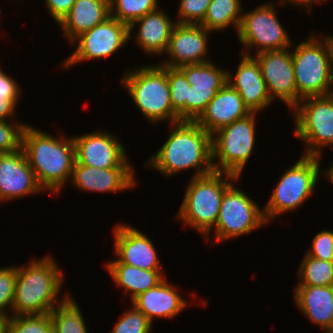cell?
Returning <instances> with one entry per match:
<instances>
[{"instance_id": "6da1fadb", "label": "cell", "mask_w": 333, "mask_h": 333, "mask_svg": "<svg viewBox=\"0 0 333 333\" xmlns=\"http://www.w3.org/2000/svg\"><path fill=\"white\" fill-rule=\"evenodd\" d=\"M170 125L168 139L154 156H150L147 166L166 176L192 167L196 169L192 177L214 172L211 134L196 121L181 120Z\"/></svg>"}, {"instance_id": "7a4b0ae2", "label": "cell", "mask_w": 333, "mask_h": 333, "mask_svg": "<svg viewBox=\"0 0 333 333\" xmlns=\"http://www.w3.org/2000/svg\"><path fill=\"white\" fill-rule=\"evenodd\" d=\"M21 148L39 186L52 194L59 193L70 180L76 162L73 138L53 137L26 124Z\"/></svg>"}, {"instance_id": "3957f363", "label": "cell", "mask_w": 333, "mask_h": 333, "mask_svg": "<svg viewBox=\"0 0 333 333\" xmlns=\"http://www.w3.org/2000/svg\"><path fill=\"white\" fill-rule=\"evenodd\" d=\"M51 256L17 266L12 315L48 314L60 302L63 272Z\"/></svg>"}, {"instance_id": "277c9868", "label": "cell", "mask_w": 333, "mask_h": 333, "mask_svg": "<svg viewBox=\"0 0 333 333\" xmlns=\"http://www.w3.org/2000/svg\"><path fill=\"white\" fill-rule=\"evenodd\" d=\"M291 56L297 86V104L306 97L333 94L332 36H323L321 39L320 36L311 34L293 48Z\"/></svg>"}, {"instance_id": "5b68a950", "label": "cell", "mask_w": 333, "mask_h": 333, "mask_svg": "<svg viewBox=\"0 0 333 333\" xmlns=\"http://www.w3.org/2000/svg\"><path fill=\"white\" fill-rule=\"evenodd\" d=\"M239 178L234 174L217 171L200 177H192L177 218L200 232L205 238L208 236L205 240L209 241V233L217 223L224 193L232 182Z\"/></svg>"}, {"instance_id": "8992f818", "label": "cell", "mask_w": 333, "mask_h": 333, "mask_svg": "<svg viewBox=\"0 0 333 333\" xmlns=\"http://www.w3.org/2000/svg\"><path fill=\"white\" fill-rule=\"evenodd\" d=\"M128 71L122 85L146 118L153 124L162 120L181 121L171 106L166 66L148 65Z\"/></svg>"}, {"instance_id": "52a82bcc", "label": "cell", "mask_w": 333, "mask_h": 333, "mask_svg": "<svg viewBox=\"0 0 333 333\" xmlns=\"http://www.w3.org/2000/svg\"><path fill=\"white\" fill-rule=\"evenodd\" d=\"M319 156L301 155L300 159L282 174L269 201L263 207L268 222L282 213L293 211L311 198L319 180Z\"/></svg>"}, {"instance_id": "ba28073f", "label": "cell", "mask_w": 333, "mask_h": 333, "mask_svg": "<svg viewBox=\"0 0 333 333\" xmlns=\"http://www.w3.org/2000/svg\"><path fill=\"white\" fill-rule=\"evenodd\" d=\"M255 115L256 112H252L247 117L236 120L211 135L214 171L241 176L251 157L256 140Z\"/></svg>"}, {"instance_id": "9c48e42d", "label": "cell", "mask_w": 333, "mask_h": 333, "mask_svg": "<svg viewBox=\"0 0 333 333\" xmlns=\"http://www.w3.org/2000/svg\"><path fill=\"white\" fill-rule=\"evenodd\" d=\"M292 111L294 135L306 145L302 155L321 156L322 147L333 146V94L303 98Z\"/></svg>"}, {"instance_id": "30bf717a", "label": "cell", "mask_w": 333, "mask_h": 333, "mask_svg": "<svg viewBox=\"0 0 333 333\" xmlns=\"http://www.w3.org/2000/svg\"><path fill=\"white\" fill-rule=\"evenodd\" d=\"M268 224L263 208L253 199L231 184L225 191L215 225V242L230 240L250 234L262 225Z\"/></svg>"}, {"instance_id": "8fae6325", "label": "cell", "mask_w": 333, "mask_h": 333, "mask_svg": "<svg viewBox=\"0 0 333 333\" xmlns=\"http://www.w3.org/2000/svg\"><path fill=\"white\" fill-rule=\"evenodd\" d=\"M274 6L270 2L264 3L252 11L242 14L237 32L238 40L246 49L241 52L242 54L252 55L247 50L254 46L257 47L256 54L292 46L289 35L277 19Z\"/></svg>"}, {"instance_id": "7c38bea8", "label": "cell", "mask_w": 333, "mask_h": 333, "mask_svg": "<svg viewBox=\"0 0 333 333\" xmlns=\"http://www.w3.org/2000/svg\"><path fill=\"white\" fill-rule=\"evenodd\" d=\"M128 41L129 25L110 16L73 41L77 42V47L63 62L62 67L73 66L86 60L108 58Z\"/></svg>"}, {"instance_id": "4fadbf2b", "label": "cell", "mask_w": 333, "mask_h": 333, "mask_svg": "<svg viewBox=\"0 0 333 333\" xmlns=\"http://www.w3.org/2000/svg\"><path fill=\"white\" fill-rule=\"evenodd\" d=\"M178 69L191 85L188 87V100H185V120L195 121L227 83V71L217 68L211 61L183 65Z\"/></svg>"}, {"instance_id": "5bb4252c", "label": "cell", "mask_w": 333, "mask_h": 333, "mask_svg": "<svg viewBox=\"0 0 333 333\" xmlns=\"http://www.w3.org/2000/svg\"><path fill=\"white\" fill-rule=\"evenodd\" d=\"M253 57L259 64L272 101L277 97L292 110L297 105V86L291 51L287 48L265 51Z\"/></svg>"}, {"instance_id": "9a60e30c", "label": "cell", "mask_w": 333, "mask_h": 333, "mask_svg": "<svg viewBox=\"0 0 333 333\" xmlns=\"http://www.w3.org/2000/svg\"><path fill=\"white\" fill-rule=\"evenodd\" d=\"M72 138L79 164L102 169L132 167L123 144L113 134L98 130Z\"/></svg>"}, {"instance_id": "2e32d148", "label": "cell", "mask_w": 333, "mask_h": 333, "mask_svg": "<svg viewBox=\"0 0 333 333\" xmlns=\"http://www.w3.org/2000/svg\"><path fill=\"white\" fill-rule=\"evenodd\" d=\"M209 33L210 31L200 24L176 23L165 52L170 59L160 65L178 68L210 62L209 59L206 60Z\"/></svg>"}, {"instance_id": "e0dca14e", "label": "cell", "mask_w": 333, "mask_h": 333, "mask_svg": "<svg viewBox=\"0 0 333 333\" xmlns=\"http://www.w3.org/2000/svg\"><path fill=\"white\" fill-rule=\"evenodd\" d=\"M114 227V248L118 259L108 264H127L145 270L162 269L155 246L145 234L122 223Z\"/></svg>"}, {"instance_id": "ac0fdd59", "label": "cell", "mask_w": 333, "mask_h": 333, "mask_svg": "<svg viewBox=\"0 0 333 333\" xmlns=\"http://www.w3.org/2000/svg\"><path fill=\"white\" fill-rule=\"evenodd\" d=\"M43 191L22 148L0 155V202Z\"/></svg>"}, {"instance_id": "d6986e66", "label": "cell", "mask_w": 333, "mask_h": 333, "mask_svg": "<svg viewBox=\"0 0 333 333\" xmlns=\"http://www.w3.org/2000/svg\"><path fill=\"white\" fill-rule=\"evenodd\" d=\"M133 167L95 168L75 162L70 181L87 192H119L137 185Z\"/></svg>"}, {"instance_id": "ffe728a7", "label": "cell", "mask_w": 333, "mask_h": 333, "mask_svg": "<svg viewBox=\"0 0 333 333\" xmlns=\"http://www.w3.org/2000/svg\"><path fill=\"white\" fill-rule=\"evenodd\" d=\"M235 76L227 70V83L241 96L251 112L263 110L273 101L268 93L260 67L253 55L240 54ZM234 77V78H233Z\"/></svg>"}, {"instance_id": "44dd1931", "label": "cell", "mask_w": 333, "mask_h": 333, "mask_svg": "<svg viewBox=\"0 0 333 333\" xmlns=\"http://www.w3.org/2000/svg\"><path fill=\"white\" fill-rule=\"evenodd\" d=\"M251 113L239 93L226 83L195 121L212 135L220 128Z\"/></svg>"}, {"instance_id": "7402d4cb", "label": "cell", "mask_w": 333, "mask_h": 333, "mask_svg": "<svg viewBox=\"0 0 333 333\" xmlns=\"http://www.w3.org/2000/svg\"><path fill=\"white\" fill-rule=\"evenodd\" d=\"M164 278L155 287L140 293L131 304L142 312L151 322L154 318H173L182 310L186 309L188 303Z\"/></svg>"}, {"instance_id": "603a6c76", "label": "cell", "mask_w": 333, "mask_h": 333, "mask_svg": "<svg viewBox=\"0 0 333 333\" xmlns=\"http://www.w3.org/2000/svg\"><path fill=\"white\" fill-rule=\"evenodd\" d=\"M136 24L140 25L135 38L140 48L149 55H163L167 50L176 23L171 21L162 9L158 8L129 25V40L132 39L131 31L134 30Z\"/></svg>"}, {"instance_id": "cb8c5ba5", "label": "cell", "mask_w": 333, "mask_h": 333, "mask_svg": "<svg viewBox=\"0 0 333 333\" xmlns=\"http://www.w3.org/2000/svg\"><path fill=\"white\" fill-rule=\"evenodd\" d=\"M294 295L307 319L333 333V286H296Z\"/></svg>"}, {"instance_id": "d4e9b609", "label": "cell", "mask_w": 333, "mask_h": 333, "mask_svg": "<svg viewBox=\"0 0 333 333\" xmlns=\"http://www.w3.org/2000/svg\"><path fill=\"white\" fill-rule=\"evenodd\" d=\"M110 17V0H76L58 23L64 36L72 42L81 34Z\"/></svg>"}, {"instance_id": "484cf974", "label": "cell", "mask_w": 333, "mask_h": 333, "mask_svg": "<svg viewBox=\"0 0 333 333\" xmlns=\"http://www.w3.org/2000/svg\"><path fill=\"white\" fill-rule=\"evenodd\" d=\"M106 268L118 287L130 291L131 301L165 278L162 270H145L127 264H107Z\"/></svg>"}, {"instance_id": "4316f807", "label": "cell", "mask_w": 333, "mask_h": 333, "mask_svg": "<svg viewBox=\"0 0 333 333\" xmlns=\"http://www.w3.org/2000/svg\"><path fill=\"white\" fill-rule=\"evenodd\" d=\"M242 11L240 0H211L206 16L200 25L210 32L222 31L233 25L238 32Z\"/></svg>"}, {"instance_id": "83f0119b", "label": "cell", "mask_w": 333, "mask_h": 333, "mask_svg": "<svg viewBox=\"0 0 333 333\" xmlns=\"http://www.w3.org/2000/svg\"><path fill=\"white\" fill-rule=\"evenodd\" d=\"M49 314L57 333H88L82 312L69 293Z\"/></svg>"}, {"instance_id": "f1b7e54d", "label": "cell", "mask_w": 333, "mask_h": 333, "mask_svg": "<svg viewBox=\"0 0 333 333\" xmlns=\"http://www.w3.org/2000/svg\"><path fill=\"white\" fill-rule=\"evenodd\" d=\"M298 275L297 286H333V262L305 254Z\"/></svg>"}, {"instance_id": "f546056e", "label": "cell", "mask_w": 333, "mask_h": 333, "mask_svg": "<svg viewBox=\"0 0 333 333\" xmlns=\"http://www.w3.org/2000/svg\"><path fill=\"white\" fill-rule=\"evenodd\" d=\"M156 9L157 0H110V16L127 25Z\"/></svg>"}, {"instance_id": "4dcf8cb0", "label": "cell", "mask_w": 333, "mask_h": 333, "mask_svg": "<svg viewBox=\"0 0 333 333\" xmlns=\"http://www.w3.org/2000/svg\"><path fill=\"white\" fill-rule=\"evenodd\" d=\"M53 328L50 314L10 315L7 333H48Z\"/></svg>"}, {"instance_id": "1f68e13d", "label": "cell", "mask_w": 333, "mask_h": 333, "mask_svg": "<svg viewBox=\"0 0 333 333\" xmlns=\"http://www.w3.org/2000/svg\"><path fill=\"white\" fill-rule=\"evenodd\" d=\"M171 106L180 120H185V100H188V87L184 74L178 68L167 67Z\"/></svg>"}, {"instance_id": "d6a6232c", "label": "cell", "mask_w": 333, "mask_h": 333, "mask_svg": "<svg viewBox=\"0 0 333 333\" xmlns=\"http://www.w3.org/2000/svg\"><path fill=\"white\" fill-rule=\"evenodd\" d=\"M114 325L112 333H150L152 322L134 305Z\"/></svg>"}, {"instance_id": "836d02e7", "label": "cell", "mask_w": 333, "mask_h": 333, "mask_svg": "<svg viewBox=\"0 0 333 333\" xmlns=\"http://www.w3.org/2000/svg\"><path fill=\"white\" fill-rule=\"evenodd\" d=\"M0 121V151L2 153L14 152L22 147V135L25 124L16 121L12 124L11 121Z\"/></svg>"}, {"instance_id": "e575fe53", "label": "cell", "mask_w": 333, "mask_h": 333, "mask_svg": "<svg viewBox=\"0 0 333 333\" xmlns=\"http://www.w3.org/2000/svg\"><path fill=\"white\" fill-rule=\"evenodd\" d=\"M16 278L17 266L0 268V315L5 317L10 316L6 308L12 310Z\"/></svg>"}, {"instance_id": "d590c367", "label": "cell", "mask_w": 333, "mask_h": 333, "mask_svg": "<svg viewBox=\"0 0 333 333\" xmlns=\"http://www.w3.org/2000/svg\"><path fill=\"white\" fill-rule=\"evenodd\" d=\"M211 0H181L176 23L200 24L206 16Z\"/></svg>"}, {"instance_id": "8d00e7d4", "label": "cell", "mask_w": 333, "mask_h": 333, "mask_svg": "<svg viewBox=\"0 0 333 333\" xmlns=\"http://www.w3.org/2000/svg\"><path fill=\"white\" fill-rule=\"evenodd\" d=\"M308 256L333 262V231H320L312 240V247L306 251Z\"/></svg>"}, {"instance_id": "74e56055", "label": "cell", "mask_w": 333, "mask_h": 333, "mask_svg": "<svg viewBox=\"0 0 333 333\" xmlns=\"http://www.w3.org/2000/svg\"><path fill=\"white\" fill-rule=\"evenodd\" d=\"M52 18L59 23L71 10L76 0H44Z\"/></svg>"}, {"instance_id": "f35d334b", "label": "cell", "mask_w": 333, "mask_h": 333, "mask_svg": "<svg viewBox=\"0 0 333 333\" xmlns=\"http://www.w3.org/2000/svg\"><path fill=\"white\" fill-rule=\"evenodd\" d=\"M19 98L20 93H0V121H8L14 115Z\"/></svg>"}, {"instance_id": "ab89813d", "label": "cell", "mask_w": 333, "mask_h": 333, "mask_svg": "<svg viewBox=\"0 0 333 333\" xmlns=\"http://www.w3.org/2000/svg\"><path fill=\"white\" fill-rule=\"evenodd\" d=\"M20 91L16 81L0 68V93H20Z\"/></svg>"}, {"instance_id": "60d3db41", "label": "cell", "mask_w": 333, "mask_h": 333, "mask_svg": "<svg viewBox=\"0 0 333 333\" xmlns=\"http://www.w3.org/2000/svg\"><path fill=\"white\" fill-rule=\"evenodd\" d=\"M280 1H281L280 4L283 6L288 3L291 5H296V6L303 5V7L305 6L307 8V11H309L308 12V14H309L312 11L311 7H312L313 3L318 4V3H323V1H328V0H280Z\"/></svg>"}, {"instance_id": "b9f144b4", "label": "cell", "mask_w": 333, "mask_h": 333, "mask_svg": "<svg viewBox=\"0 0 333 333\" xmlns=\"http://www.w3.org/2000/svg\"><path fill=\"white\" fill-rule=\"evenodd\" d=\"M8 317L0 315V333H7Z\"/></svg>"}, {"instance_id": "7bdbcfd3", "label": "cell", "mask_w": 333, "mask_h": 333, "mask_svg": "<svg viewBox=\"0 0 333 333\" xmlns=\"http://www.w3.org/2000/svg\"><path fill=\"white\" fill-rule=\"evenodd\" d=\"M322 172L326 173L324 175L327 177V179H329V181L333 183V163L330 162V168L327 170H323Z\"/></svg>"}, {"instance_id": "ee69618b", "label": "cell", "mask_w": 333, "mask_h": 333, "mask_svg": "<svg viewBox=\"0 0 333 333\" xmlns=\"http://www.w3.org/2000/svg\"><path fill=\"white\" fill-rule=\"evenodd\" d=\"M48 333H57L53 328Z\"/></svg>"}]
</instances>
